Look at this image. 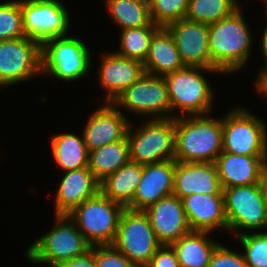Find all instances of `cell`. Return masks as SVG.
Here are the masks:
<instances>
[{"label":"cell","instance_id":"16","mask_svg":"<svg viewBox=\"0 0 267 267\" xmlns=\"http://www.w3.org/2000/svg\"><path fill=\"white\" fill-rule=\"evenodd\" d=\"M98 69V83L105 91L103 102L113 103L116 98L145 73L143 63L117 55L103 53Z\"/></svg>","mask_w":267,"mask_h":267},{"label":"cell","instance_id":"34","mask_svg":"<svg viewBox=\"0 0 267 267\" xmlns=\"http://www.w3.org/2000/svg\"><path fill=\"white\" fill-rule=\"evenodd\" d=\"M94 259L97 267H137L113 245H95Z\"/></svg>","mask_w":267,"mask_h":267},{"label":"cell","instance_id":"40","mask_svg":"<svg viewBox=\"0 0 267 267\" xmlns=\"http://www.w3.org/2000/svg\"><path fill=\"white\" fill-rule=\"evenodd\" d=\"M261 183H262V186L265 192V197L267 200V162L265 163L263 167Z\"/></svg>","mask_w":267,"mask_h":267},{"label":"cell","instance_id":"10","mask_svg":"<svg viewBox=\"0 0 267 267\" xmlns=\"http://www.w3.org/2000/svg\"><path fill=\"white\" fill-rule=\"evenodd\" d=\"M113 104L121 112L126 109L136 116H147V120L175 118L171 112L164 76L142 74L116 98Z\"/></svg>","mask_w":267,"mask_h":267},{"label":"cell","instance_id":"30","mask_svg":"<svg viewBox=\"0 0 267 267\" xmlns=\"http://www.w3.org/2000/svg\"><path fill=\"white\" fill-rule=\"evenodd\" d=\"M239 5L238 0H189L185 18L210 25L230 16Z\"/></svg>","mask_w":267,"mask_h":267},{"label":"cell","instance_id":"33","mask_svg":"<svg viewBox=\"0 0 267 267\" xmlns=\"http://www.w3.org/2000/svg\"><path fill=\"white\" fill-rule=\"evenodd\" d=\"M151 18L154 24L159 27H166L169 24L185 18L189 0H147Z\"/></svg>","mask_w":267,"mask_h":267},{"label":"cell","instance_id":"12","mask_svg":"<svg viewBox=\"0 0 267 267\" xmlns=\"http://www.w3.org/2000/svg\"><path fill=\"white\" fill-rule=\"evenodd\" d=\"M62 1L21 0L24 34L40 45L49 39L67 36L71 17Z\"/></svg>","mask_w":267,"mask_h":267},{"label":"cell","instance_id":"24","mask_svg":"<svg viewBox=\"0 0 267 267\" xmlns=\"http://www.w3.org/2000/svg\"><path fill=\"white\" fill-rule=\"evenodd\" d=\"M207 231H191L170 246L176 253L180 267H208L219 242Z\"/></svg>","mask_w":267,"mask_h":267},{"label":"cell","instance_id":"6","mask_svg":"<svg viewBox=\"0 0 267 267\" xmlns=\"http://www.w3.org/2000/svg\"><path fill=\"white\" fill-rule=\"evenodd\" d=\"M87 44L73 36L56 37L41 45V74L72 82L90 71L91 55Z\"/></svg>","mask_w":267,"mask_h":267},{"label":"cell","instance_id":"19","mask_svg":"<svg viewBox=\"0 0 267 267\" xmlns=\"http://www.w3.org/2000/svg\"><path fill=\"white\" fill-rule=\"evenodd\" d=\"M194 193L223 195L215 164L176 161L173 195L182 199Z\"/></svg>","mask_w":267,"mask_h":267},{"label":"cell","instance_id":"23","mask_svg":"<svg viewBox=\"0 0 267 267\" xmlns=\"http://www.w3.org/2000/svg\"><path fill=\"white\" fill-rule=\"evenodd\" d=\"M143 67L145 73L159 76L185 67L174 39L165 27L154 34Z\"/></svg>","mask_w":267,"mask_h":267},{"label":"cell","instance_id":"15","mask_svg":"<svg viewBox=\"0 0 267 267\" xmlns=\"http://www.w3.org/2000/svg\"><path fill=\"white\" fill-rule=\"evenodd\" d=\"M165 28L172 35L184 66L211 69L207 24L183 18Z\"/></svg>","mask_w":267,"mask_h":267},{"label":"cell","instance_id":"9","mask_svg":"<svg viewBox=\"0 0 267 267\" xmlns=\"http://www.w3.org/2000/svg\"><path fill=\"white\" fill-rule=\"evenodd\" d=\"M267 122L244 107L222 117V152L243 156H267Z\"/></svg>","mask_w":267,"mask_h":267},{"label":"cell","instance_id":"32","mask_svg":"<svg viewBox=\"0 0 267 267\" xmlns=\"http://www.w3.org/2000/svg\"><path fill=\"white\" fill-rule=\"evenodd\" d=\"M235 238L242 244L248 267H267V232H246Z\"/></svg>","mask_w":267,"mask_h":267},{"label":"cell","instance_id":"20","mask_svg":"<svg viewBox=\"0 0 267 267\" xmlns=\"http://www.w3.org/2000/svg\"><path fill=\"white\" fill-rule=\"evenodd\" d=\"M183 207L192 231H227L224 195L194 193L182 198Z\"/></svg>","mask_w":267,"mask_h":267},{"label":"cell","instance_id":"38","mask_svg":"<svg viewBox=\"0 0 267 267\" xmlns=\"http://www.w3.org/2000/svg\"><path fill=\"white\" fill-rule=\"evenodd\" d=\"M256 81V82H255ZM255 90L258 92L260 96L267 98V69L259 70V74H257V78L255 79Z\"/></svg>","mask_w":267,"mask_h":267},{"label":"cell","instance_id":"8","mask_svg":"<svg viewBox=\"0 0 267 267\" xmlns=\"http://www.w3.org/2000/svg\"><path fill=\"white\" fill-rule=\"evenodd\" d=\"M125 208L101 192L78 205L68 216L91 245H112Z\"/></svg>","mask_w":267,"mask_h":267},{"label":"cell","instance_id":"21","mask_svg":"<svg viewBox=\"0 0 267 267\" xmlns=\"http://www.w3.org/2000/svg\"><path fill=\"white\" fill-rule=\"evenodd\" d=\"M55 193V215H68L100 192V182L88 167L63 172Z\"/></svg>","mask_w":267,"mask_h":267},{"label":"cell","instance_id":"36","mask_svg":"<svg viewBox=\"0 0 267 267\" xmlns=\"http://www.w3.org/2000/svg\"><path fill=\"white\" fill-rule=\"evenodd\" d=\"M146 267H180L176 253L170 245H162Z\"/></svg>","mask_w":267,"mask_h":267},{"label":"cell","instance_id":"11","mask_svg":"<svg viewBox=\"0 0 267 267\" xmlns=\"http://www.w3.org/2000/svg\"><path fill=\"white\" fill-rule=\"evenodd\" d=\"M112 245L137 267H146L162 246L151 227L148 215L144 211L127 208L121 213Z\"/></svg>","mask_w":267,"mask_h":267},{"label":"cell","instance_id":"13","mask_svg":"<svg viewBox=\"0 0 267 267\" xmlns=\"http://www.w3.org/2000/svg\"><path fill=\"white\" fill-rule=\"evenodd\" d=\"M41 75V45L27 37L0 41V88Z\"/></svg>","mask_w":267,"mask_h":267},{"label":"cell","instance_id":"17","mask_svg":"<svg viewBox=\"0 0 267 267\" xmlns=\"http://www.w3.org/2000/svg\"><path fill=\"white\" fill-rule=\"evenodd\" d=\"M144 212L161 245H171L180 237L191 232L182 199L175 195L162 198Z\"/></svg>","mask_w":267,"mask_h":267},{"label":"cell","instance_id":"4","mask_svg":"<svg viewBox=\"0 0 267 267\" xmlns=\"http://www.w3.org/2000/svg\"><path fill=\"white\" fill-rule=\"evenodd\" d=\"M55 224L48 233L37 238L25 252L34 264L59 267L91 248L75 222L68 215H55Z\"/></svg>","mask_w":267,"mask_h":267},{"label":"cell","instance_id":"2","mask_svg":"<svg viewBox=\"0 0 267 267\" xmlns=\"http://www.w3.org/2000/svg\"><path fill=\"white\" fill-rule=\"evenodd\" d=\"M222 148V118L210 114L175 118V161L214 163Z\"/></svg>","mask_w":267,"mask_h":267},{"label":"cell","instance_id":"41","mask_svg":"<svg viewBox=\"0 0 267 267\" xmlns=\"http://www.w3.org/2000/svg\"><path fill=\"white\" fill-rule=\"evenodd\" d=\"M263 2L266 4V12H265V15H266V17L265 18H267V0H263Z\"/></svg>","mask_w":267,"mask_h":267},{"label":"cell","instance_id":"14","mask_svg":"<svg viewBox=\"0 0 267 267\" xmlns=\"http://www.w3.org/2000/svg\"><path fill=\"white\" fill-rule=\"evenodd\" d=\"M83 128V137L88 152L107 144L118 142L127 136L130 120L113 103L102 102Z\"/></svg>","mask_w":267,"mask_h":267},{"label":"cell","instance_id":"18","mask_svg":"<svg viewBox=\"0 0 267 267\" xmlns=\"http://www.w3.org/2000/svg\"><path fill=\"white\" fill-rule=\"evenodd\" d=\"M175 169L174 159L143 165L141 181L127 209L144 211L162 198L172 195Z\"/></svg>","mask_w":267,"mask_h":267},{"label":"cell","instance_id":"5","mask_svg":"<svg viewBox=\"0 0 267 267\" xmlns=\"http://www.w3.org/2000/svg\"><path fill=\"white\" fill-rule=\"evenodd\" d=\"M144 120L140 127L131 122L128 127L130 161L145 165L174 159L175 118Z\"/></svg>","mask_w":267,"mask_h":267},{"label":"cell","instance_id":"28","mask_svg":"<svg viewBox=\"0 0 267 267\" xmlns=\"http://www.w3.org/2000/svg\"><path fill=\"white\" fill-rule=\"evenodd\" d=\"M106 11L120 30L143 26H158L153 23L147 0H105Z\"/></svg>","mask_w":267,"mask_h":267},{"label":"cell","instance_id":"1","mask_svg":"<svg viewBox=\"0 0 267 267\" xmlns=\"http://www.w3.org/2000/svg\"><path fill=\"white\" fill-rule=\"evenodd\" d=\"M242 10L240 6L230 16L208 25L211 69L222 75L240 72L252 55L253 36Z\"/></svg>","mask_w":267,"mask_h":267},{"label":"cell","instance_id":"27","mask_svg":"<svg viewBox=\"0 0 267 267\" xmlns=\"http://www.w3.org/2000/svg\"><path fill=\"white\" fill-rule=\"evenodd\" d=\"M130 161L127 136L89 152L88 168L101 182Z\"/></svg>","mask_w":267,"mask_h":267},{"label":"cell","instance_id":"22","mask_svg":"<svg viewBox=\"0 0 267 267\" xmlns=\"http://www.w3.org/2000/svg\"><path fill=\"white\" fill-rule=\"evenodd\" d=\"M267 156H243L222 152L215 160L223 189L261 183Z\"/></svg>","mask_w":267,"mask_h":267},{"label":"cell","instance_id":"7","mask_svg":"<svg viewBox=\"0 0 267 267\" xmlns=\"http://www.w3.org/2000/svg\"><path fill=\"white\" fill-rule=\"evenodd\" d=\"M223 195L228 231L234 236L267 231V200L262 183L228 187Z\"/></svg>","mask_w":267,"mask_h":267},{"label":"cell","instance_id":"25","mask_svg":"<svg viewBox=\"0 0 267 267\" xmlns=\"http://www.w3.org/2000/svg\"><path fill=\"white\" fill-rule=\"evenodd\" d=\"M143 174V165L129 161L100 182V192L127 208L133 201Z\"/></svg>","mask_w":267,"mask_h":267},{"label":"cell","instance_id":"37","mask_svg":"<svg viewBox=\"0 0 267 267\" xmlns=\"http://www.w3.org/2000/svg\"><path fill=\"white\" fill-rule=\"evenodd\" d=\"M59 267H97L94 259V246H91L84 254L62 263Z\"/></svg>","mask_w":267,"mask_h":267},{"label":"cell","instance_id":"35","mask_svg":"<svg viewBox=\"0 0 267 267\" xmlns=\"http://www.w3.org/2000/svg\"><path fill=\"white\" fill-rule=\"evenodd\" d=\"M208 267H248L243 254L218 244Z\"/></svg>","mask_w":267,"mask_h":267},{"label":"cell","instance_id":"26","mask_svg":"<svg viewBox=\"0 0 267 267\" xmlns=\"http://www.w3.org/2000/svg\"><path fill=\"white\" fill-rule=\"evenodd\" d=\"M81 136L73 133H59L51 137L53 159L63 172L88 167L89 152L83 133Z\"/></svg>","mask_w":267,"mask_h":267},{"label":"cell","instance_id":"29","mask_svg":"<svg viewBox=\"0 0 267 267\" xmlns=\"http://www.w3.org/2000/svg\"><path fill=\"white\" fill-rule=\"evenodd\" d=\"M159 26H143L121 30L119 37V50L117 55L144 62L154 34Z\"/></svg>","mask_w":267,"mask_h":267},{"label":"cell","instance_id":"3","mask_svg":"<svg viewBox=\"0 0 267 267\" xmlns=\"http://www.w3.org/2000/svg\"><path fill=\"white\" fill-rule=\"evenodd\" d=\"M205 73L222 74L217 69L185 66L164 75L171 112L175 118L186 115L210 114L212 107H214L212 105L215 94L207 77L204 76Z\"/></svg>","mask_w":267,"mask_h":267},{"label":"cell","instance_id":"31","mask_svg":"<svg viewBox=\"0 0 267 267\" xmlns=\"http://www.w3.org/2000/svg\"><path fill=\"white\" fill-rule=\"evenodd\" d=\"M26 37L23 29L21 0L0 3V41Z\"/></svg>","mask_w":267,"mask_h":267},{"label":"cell","instance_id":"39","mask_svg":"<svg viewBox=\"0 0 267 267\" xmlns=\"http://www.w3.org/2000/svg\"><path fill=\"white\" fill-rule=\"evenodd\" d=\"M262 34H261V40L259 42L260 45V50L262 52L263 58H264V66L259 67V70L261 69H267V18H266V26L265 28L262 30Z\"/></svg>","mask_w":267,"mask_h":267}]
</instances>
